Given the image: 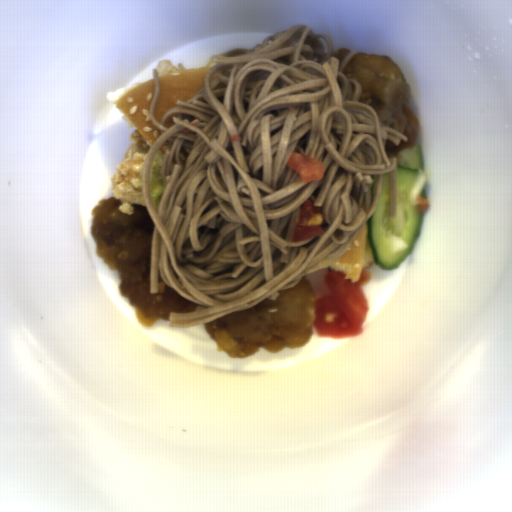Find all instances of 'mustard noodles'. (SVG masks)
Instances as JSON below:
<instances>
[{
    "mask_svg": "<svg viewBox=\"0 0 512 512\" xmlns=\"http://www.w3.org/2000/svg\"><path fill=\"white\" fill-rule=\"evenodd\" d=\"M330 36L297 24L254 49L211 55L205 87L155 117L160 130L143 160V201L154 224L149 294L159 275L193 312L170 311L174 329L242 312L295 288L324 259L348 251L371 218L387 173L389 219L398 216V157L387 140L409 138L360 102L363 84L343 73ZM165 155L158 213L150 200L154 153ZM320 160L323 179L304 184L293 152ZM312 200L324 235L292 242L300 206Z\"/></svg>",
    "mask_w": 512,
    "mask_h": 512,
    "instance_id": "1",
    "label": "mustard noodles"
}]
</instances>
